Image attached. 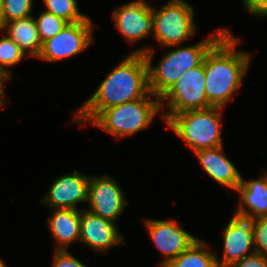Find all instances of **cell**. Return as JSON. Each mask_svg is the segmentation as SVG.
Wrapping results in <instances>:
<instances>
[{
    "instance_id": "1",
    "label": "cell",
    "mask_w": 267,
    "mask_h": 267,
    "mask_svg": "<svg viewBox=\"0 0 267 267\" xmlns=\"http://www.w3.org/2000/svg\"><path fill=\"white\" fill-rule=\"evenodd\" d=\"M148 63L144 54L129 53L111 70L88 100L75 112V122L91 123L103 110L148 96Z\"/></svg>"
},
{
    "instance_id": "2",
    "label": "cell",
    "mask_w": 267,
    "mask_h": 267,
    "mask_svg": "<svg viewBox=\"0 0 267 267\" xmlns=\"http://www.w3.org/2000/svg\"><path fill=\"white\" fill-rule=\"evenodd\" d=\"M227 31L204 57L205 92L213 107H224L241 87L249 69L250 53L237 51L241 42Z\"/></svg>"
},
{
    "instance_id": "3",
    "label": "cell",
    "mask_w": 267,
    "mask_h": 267,
    "mask_svg": "<svg viewBox=\"0 0 267 267\" xmlns=\"http://www.w3.org/2000/svg\"><path fill=\"white\" fill-rule=\"evenodd\" d=\"M227 31H229L227 28L219 29L217 34L213 33L195 45L168 51L156 66L152 65L153 48L146 46L132 51L144 54L147 59L150 92L161 98L186 71L203 62L207 52Z\"/></svg>"
},
{
    "instance_id": "4",
    "label": "cell",
    "mask_w": 267,
    "mask_h": 267,
    "mask_svg": "<svg viewBox=\"0 0 267 267\" xmlns=\"http://www.w3.org/2000/svg\"><path fill=\"white\" fill-rule=\"evenodd\" d=\"M222 107L187 110L173 115L167 126L176 133L193 152L223 145L221 131Z\"/></svg>"
},
{
    "instance_id": "5",
    "label": "cell",
    "mask_w": 267,
    "mask_h": 267,
    "mask_svg": "<svg viewBox=\"0 0 267 267\" xmlns=\"http://www.w3.org/2000/svg\"><path fill=\"white\" fill-rule=\"evenodd\" d=\"M145 96L137 100L103 110L91 124L117 139L133 135L147 128L161 110L160 98L148 99Z\"/></svg>"
},
{
    "instance_id": "6",
    "label": "cell",
    "mask_w": 267,
    "mask_h": 267,
    "mask_svg": "<svg viewBox=\"0 0 267 267\" xmlns=\"http://www.w3.org/2000/svg\"><path fill=\"white\" fill-rule=\"evenodd\" d=\"M194 9L184 0H170L161 9L152 6L153 36L165 47H181L196 32Z\"/></svg>"
},
{
    "instance_id": "7",
    "label": "cell",
    "mask_w": 267,
    "mask_h": 267,
    "mask_svg": "<svg viewBox=\"0 0 267 267\" xmlns=\"http://www.w3.org/2000/svg\"><path fill=\"white\" fill-rule=\"evenodd\" d=\"M205 82L203 60L199 66L191 68L178 78L160 98L161 108L166 106L169 110L168 113H161L163 120L167 122L173 115L183 111L213 107L207 100Z\"/></svg>"
},
{
    "instance_id": "8",
    "label": "cell",
    "mask_w": 267,
    "mask_h": 267,
    "mask_svg": "<svg viewBox=\"0 0 267 267\" xmlns=\"http://www.w3.org/2000/svg\"><path fill=\"white\" fill-rule=\"evenodd\" d=\"M92 21L68 23L58 34L42 43L39 59L50 62L73 57L83 52L93 42Z\"/></svg>"
},
{
    "instance_id": "9",
    "label": "cell",
    "mask_w": 267,
    "mask_h": 267,
    "mask_svg": "<svg viewBox=\"0 0 267 267\" xmlns=\"http://www.w3.org/2000/svg\"><path fill=\"white\" fill-rule=\"evenodd\" d=\"M87 202L88 211L114 223L128 204L123 190L109 174L90 176Z\"/></svg>"
},
{
    "instance_id": "10",
    "label": "cell",
    "mask_w": 267,
    "mask_h": 267,
    "mask_svg": "<svg viewBox=\"0 0 267 267\" xmlns=\"http://www.w3.org/2000/svg\"><path fill=\"white\" fill-rule=\"evenodd\" d=\"M145 226L155 247L165 257L163 261L158 263L161 267L168 265L197 240L196 237L183 230L184 227H180L181 224L175 219H147Z\"/></svg>"
},
{
    "instance_id": "11",
    "label": "cell",
    "mask_w": 267,
    "mask_h": 267,
    "mask_svg": "<svg viewBox=\"0 0 267 267\" xmlns=\"http://www.w3.org/2000/svg\"><path fill=\"white\" fill-rule=\"evenodd\" d=\"M112 17L116 29L130 43L153 33L152 6L144 0H135L114 9Z\"/></svg>"
},
{
    "instance_id": "12",
    "label": "cell",
    "mask_w": 267,
    "mask_h": 267,
    "mask_svg": "<svg viewBox=\"0 0 267 267\" xmlns=\"http://www.w3.org/2000/svg\"><path fill=\"white\" fill-rule=\"evenodd\" d=\"M255 252L252 220L233 214L223 232V255L218 267H229Z\"/></svg>"
},
{
    "instance_id": "13",
    "label": "cell",
    "mask_w": 267,
    "mask_h": 267,
    "mask_svg": "<svg viewBox=\"0 0 267 267\" xmlns=\"http://www.w3.org/2000/svg\"><path fill=\"white\" fill-rule=\"evenodd\" d=\"M90 176L74 170L73 174L59 176L40 202L53 209L79 210V202L88 201Z\"/></svg>"
},
{
    "instance_id": "14",
    "label": "cell",
    "mask_w": 267,
    "mask_h": 267,
    "mask_svg": "<svg viewBox=\"0 0 267 267\" xmlns=\"http://www.w3.org/2000/svg\"><path fill=\"white\" fill-rule=\"evenodd\" d=\"M80 242L98 253H108L110 248L126 243L114 222L103 219L87 209L81 210Z\"/></svg>"
},
{
    "instance_id": "15",
    "label": "cell",
    "mask_w": 267,
    "mask_h": 267,
    "mask_svg": "<svg viewBox=\"0 0 267 267\" xmlns=\"http://www.w3.org/2000/svg\"><path fill=\"white\" fill-rule=\"evenodd\" d=\"M223 145L195 151L204 171L224 188L237 190L242 176L234 164L225 156Z\"/></svg>"
},
{
    "instance_id": "16",
    "label": "cell",
    "mask_w": 267,
    "mask_h": 267,
    "mask_svg": "<svg viewBox=\"0 0 267 267\" xmlns=\"http://www.w3.org/2000/svg\"><path fill=\"white\" fill-rule=\"evenodd\" d=\"M236 191L240 203L233 214L251 220L267 216V171L256 180L244 181L242 178Z\"/></svg>"
},
{
    "instance_id": "17",
    "label": "cell",
    "mask_w": 267,
    "mask_h": 267,
    "mask_svg": "<svg viewBox=\"0 0 267 267\" xmlns=\"http://www.w3.org/2000/svg\"><path fill=\"white\" fill-rule=\"evenodd\" d=\"M80 210L54 209L48 218L51 235L56 239L55 250H67L69 244L80 242Z\"/></svg>"
},
{
    "instance_id": "18",
    "label": "cell",
    "mask_w": 267,
    "mask_h": 267,
    "mask_svg": "<svg viewBox=\"0 0 267 267\" xmlns=\"http://www.w3.org/2000/svg\"><path fill=\"white\" fill-rule=\"evenodd\" d=\"M0 31L7 33L6 35L21 48L27 58H30V56L38 58L42 43L37 30L36 20L33 16L5 23Z\"/></svg>"
},
{
    "instance_id": "19",
    "label": "cell",
    "mask_w": 267,
    "mask_h": 267,
    "mask_svg": "<svg viewBox=\"0 0 267 267\" xmlns=\"http://www.w3.org/2000/svg\"><path fill=\"white\" fill-rule=\"evenodd\" d=\"M199 238L165 267H218L216 254Z\"/></svg>"
},
{
    "instance_id": "20",
    "label": "cell",
    "mask_w": 267,
    "mask_h": 267,
    "mask_svg": "<svg viewBox=\"0 0 267 267\" xmlns=\"http://www.w3.org/2000/svg\"><path fill=\"white\" fill-rule=\"evenodd\" d=\"M47 12L53 13L68 23L79 21H91V19L80 13L77 6V0H43Z\"/></svg>"
},
{
    "instance_id": "21",
    "label": "cell",
    "mask_w": 267,
    "mask_h": 267,
    "mask_svg": "<svg viewBox=\"0 0 267 267\" xmlns=\"http://www.w3.org/2000/svg\"><path fill=\"white\" fill-rule=\"evenodd\" d=\"M23 58H26L25 53L6 33H3L0 39V70L4 75L11 79V71L6 67L18 64Z\"/></svg>"
},
{
    "instance_id": "22",
    "label": "cell",
    "mask_w": 267,
    "mask_h": 267,
    "mask_svg": "<svg viewBox=\"0 0 267 267\" xmlns=\"http://www.w3.org/2000/svg\"><path fill=\"white\" fill-rule=\"evenodd\" d=\"M35 20L41 43L53 38L68 24L64 19L47 11H42Z\"/></svg>"
},
{
    "instance_id": "23",
    "label": "cell",
    "mask_w": 267,
    "mask_h": 267,
    "mask_svg": "<svg viewBox=\"0 0 267 267\" xmlns=\"http://www.w3.org/2000/svg\"><path fill=\"white\" fill-rule=\"evenodd\" d=\"M33 0H2V26L32 16Z\"/></svg>"
},
{
    "instance_id": "24",
    "label": "cell",
    "mask_w": 267,
    "mask_h": 267,
    "mask_svg": "<svg viewBox=\"0 0 267 267\" xmlns=\"http://www.w3.org/2000/svg\"><path fill=\"white\" fill-rule=\"evenodd\" d=\"M255 252L267 257V216L252 219Z\"/></svg>"
},
{
    "instance_id": "25",
    "label": "cell",
    "mask_w": 267,
    "mask_h": 267,
    "mask_svg": "<svg viewBox=\"0 0 267 267\" xmlns=\"http://www.w3.org/2000/svg\"><path fill=\"white\" fill-rule=\"evenodd\" d=\"M52 267H86L68 250H55Z\"/></svg>"
},
{
    "instance_id": "26",
    "label": "cell",
    "mask_w": 267,
    "mask_h": 267,
    "mask_svg": "<svg viewBox=\"0 0 267 267\" xmlns=\"http://www.w3.org/2000/svg\"><path fill=\"white\" fill-rule=\"evenodd\" d=\"M229 267H267V257L254 252L240 261L231 264Z\"/></svg>"
},
{
    "instance_id": "27",
    "label": "cell",
    "mask_w": 267,
    "mask_h": 267,
    "mask_svg": "<svg viewBox=\"0 0 267 267\" xmlns=\"http://www.w3.org/2000/svg\"><path fill=\"white\" fill-rule=\"evenodd\" d=\"M243 6L255 16H267V0H242Z\"/></svg>"
},
{
    "instance_id": "28",
    "label": "cell",
    "mask_w": 267,
    "mask_h": 267,
    "mask_svg": "<svg viewBox=\"0 0 267 267\" xmlns=\"http://www.w3.org/2000/svg\"><path fill=\"white\" fill-rule=\"evenodd\" d=\"M9 80V78L7 76L4 75V73L0 70V95L4 98L6 93H5V86H4V82Z\"/></svg>"
},
{
    "instance_id": "29",
    "label": "cell",
    "mask_w": 267,
    "mask_h": 267,
    "mask_svg": "<svg viewBox=\"0 0 267 267\" xmlns=\"http://www.w3.org/2000/svg\"><path fill=\"white\" fill-rule=\"evenodd\" d=\"M2 28V0H0V29Z\"/></svg>"
},
{
    "instance_id": "30",
    "label": "cell",
    "mask_w": 267,
    "mask_h": 267,
    "mask_svg": "<svg viewBox=\"0 0 267 267\" xmlns=\"http://www.w3.org/2000/svg\"><path fill=\"white\" fill-rule=\"evenodd\" d=\"M5 103H7V101L0 95V108H2L1 106H4Z\"/></svg>"
},
{
    "instance_id": "31",
    "label": "cell",
    "mask_w": 267,
    "mask_h": 267,
    "mask_svg": "<svg viewBox=\"0 0 267 267\" xmlns=\"http://www.w3.org/2000/svg\"><path fill=\"white\" fill-rule=\"evenodd\" d=\"M0 267H7L5 263L0 259Z\"/></svg>"
}]
</instances>
